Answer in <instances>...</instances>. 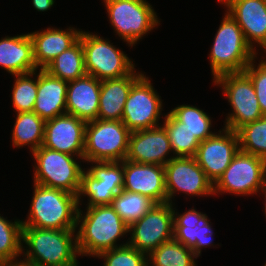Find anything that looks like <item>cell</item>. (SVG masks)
<instances>
[{
    "label": "cell",
    "mask_w": 266,
    "mask_h": 266,
    "mask_svg": "<svg viewBox=\"0 0 266 266\" xmlns=\"http://www.w3.org/2000/svg\"><path fill=\"white\" fill-rule=\"evenodd\" d=\"M86 210V211H85ZM78 208L77 248L79 255L96 257L113 248L125 246L128 242L117 244L128 236L129 226L121 219L111 205H98Z\"/></svg>",
    "instance_id": "6da1fadb"
},
{
    "label": "cell",
    "mask_w": 266,
    "mask_h": 266,
    "mask_svg": "<svg viewBox=\"0 0 266 266\" xmlns=\"http://www.w3.org/2000/svg\"><path fill=\"white\" fill-rule=\"evenodd\" d=\"M22 253L35 266H79L76 229L22 227Z\"/></svg>",
    "instance_id": "7a4b0ae2"
},
{
    "label": "cell",
    "mask_w": 266,
    "mask_h": 266,
    "mask_svg": "<svg viewBox=\"0 0 266 266\" xmlns=\"http://www.w3.org/2000/svg\"><path fill=\"white\" fill-rule=\"evenodd\" d=\"M33 196L23 227L76 229L78 197L75 194L33 183Z\"/></svg>",
    "instance_id": "3957f363"
},
{
    "label": "cell",
    "mask_w": 266,
    "mask_h": 266,
    "mask_svg": "<svg viewBox=\"0 0 266 266\" xmlns=\"http://www.w3.org/2000/svg\"><path fill=\"white\" fill-rule=\"evenodd\" d=\"M257 55L246 42L238 23L226 11L208 57L213 80L222 74L243 72Z\"/></svg>",
    "instance_id": "277c9868"
},
{
    "label": "cell",
    "mask_w": 266,
    "mask_h": 266,
    "mask_svg": "<svg viewBox=\"0 0 266 266\" xmlns=\"http://www.w3.org/2000/svg\"><path fill=\"white\" fill-rule=\"evenodd\" d=\"M32 155L36 163L33 169L34 183L78 196L81 175L85 169L81 165V162L84 163L83 157L72 156L44 146H40Z\"/></svg>",
    "instance_id": "5b68a950"
},
{
    "label": "cell",
    "mask_w": 266,
    "mask_h": 266,
    "mask_svg": "<svg viewBox=\"0 0 266 266\" xmlns=\"http://www.w3.org/2000/svg\"><path fill=\"white\" fill-rule=\"evenodd\" d=\"M109 23L115 34L134 47L149 34L160 20L147 0H103Z\"/></svg>",
    "instance_id": "8992f818"
},
{
    "label": "cell",
    "mask_w": 266,
    "mask_h": 266,
    "mask_svg": "<svg viewBox=\"0 0 266 266\" xmlns=\"http://www.w3.org/2000/svg\"><path fill=\"white\" fill-rule=\"evenodd\" d=\"M79 38L87 75L102 81L122 78L135 70L134 61L108 39L83 30Z\"/></svg>",
    "instance_id": "52a82bcc"
},
{
    "label": "cell",
    "mask_w": 266,
    "mask_h": 266,
    "mask_svg": "<svg viewBox=\"0 0 266 266\" xmlns=\"http://www.w3.org/2000/svg\"><path fill=\"white\" fill-rule=\"evenodd\" d=\"M131 131L122 121L92 120L85 127L83 161L120 162L126 159Z\"/></svg>",
    "instance_id": "ba28073f"
},
{
    "label": "cell",
    "mask_w": 266,
    "mask_h": 266,
    "mask_svg": "<svg viewBox=\"0 0 266 266\" xmlns=\"http://www.w3.org/2000/svg\"><path fill=\"white\" fill-rule=\"evenodd\" d=\"M212 81L223 90L232 108V113L226 116L224 128L236 132L240 127L264 116L253 83L244 71L222 74Z\"/></svg>",
    "instance_id": "9c48e42d"
},
{
    "label": "cell",
    "mask_w": 266,
    "mask_h": 266,
    "mask_svg": "<svg viewBox=\"0 0 266 266\" xmlns=\"http://www.w3.org/2000/svg\"><path fill=\"white\" fill-rule=\"evenodd\" d=\"M266 177V160L239 150L214 184V195H256Z\"/></svg>",
    "instance_id": "30bf717a"
},
{
    "label": "cell",
    "mask_w": 266,
    "mask_h": 266,
    "mask_svg": "<svg viewBox=\"0 0 266 266\" xmlns=\"http://www.w3.org/2000/svg\"><path fill=\"white\" fill-rule=\"evenodd\" d=\"M156 91L145 74L132 85L121 119L131 132L161 125L160 117H164L163 100Z\"/></svg>",
    "instance_id": "8fae6325"
},
{
    "label": "cell",
    "mask_w": 266,
    "mask_h": 266,
    "mask_svg": "<svg viewBox=\"0 0 266 266\" xmlns=\"http://www.w3.org/2000/svg\"><path fill=\"white\" fill-rule=\"evenodd\" d=\"M173 205L160 203L149 210L140 220L129 226L128 245L147 256L162 243L173 238Z\"/></svg>",
    "instance_id": "7c38bea8"
},
{
    "label": "cell",
    "mask_w": 266,
    "mask_h": 266,
    "mask_svg": "<svg viewBox=\"0 0 266 266\" xmlns=\"http://www.w3.org/2000/svg\"><path fill=\"white\" fill-rule=\"evenodd\" d=\"M164 168L168 203L175 204L172 200L178 192L193 197L214 196V185L195 157H174Z\"/></svg>",
    "instance_id": "4fadbf2b"
},
{
    "label": "cell",
    "mask_w": 266,
    "mask_h": 266,
    "mask_svg": "<svg viewBox=\"0 0 266 266\" xmlns=\"http://www.w3.org/2000/svg\"><path fill=\"white\" fill-rule=\"evenodd\" d=\"M239 150L237 133L223 128L202 141L194 157L214 185Z\"/></svg>",
    "instance_id": "5bb4252c"
},
{
    "label": "cell",
    "mask_w": 266,
    "mask_h": 266,
    "mask_svg": "<svg viewBox=\"0 0 266 266\" xmlns=\"http://www.w3.org/2000/svg\"><path fill=\"white\" fill-rule=\"evenodd\" d=\"M86 124V121L68 113L45 121L42 146L83 157Z\"/></svg>",
    "instance_id": "9a60e30c"
},
{
    "label": "cell",
    "mask_w": 266,
    "mask_h": 266,
    "mask_svg": "<svg viewBox=\"0 0 266 266\" xmlns=\"http://www.w3.org/2000/svg\"><path fill=\"white\" fill-rule=\"evenodd\" d=\"M242 29L246 42L266 53V0H218ZM257 43V46H255ZM254 44V45H253Z\"/></svg>",
    "instance_id": "2e32d148"
},
{
    "label": "cell",
    "mask_w": 266,
    "mask_h": 266,
    "mask_svg": "<svg viewBox=\"0 0 266 266\" xmlns=\"http://www.w3.org/2000/svg\"><path fill=\"white\" fill-rule=\"evenodd\" d=\"M171 153L173 154V151L167 132L160 125L150 129L131 132L126 160L134 163L165 166L175 157ZM170 154L171 156H168Z\"/></svg>",
    "instance_id": "e0dca14e"
},
{
    "label": "cell",
    "mask_w": 266,
    "mask_h": 266,
    "mask_svg": "<svg viewBox=\"0 0 266 266\" xmlns=\"http://www.w3.org/2000/svg\"><path fill=\"white\" fill-rule=\"evenodd\" d=\"M123 170L124 190L147 196L157 204L167 202L164 166L134 163L125 159Z\"/></svg>",
    "instance_id": "ac0fdd59"
},
{
    "label": "cell",
    "mask_w": 266,
    "mask_h": 266,
    "mask_svg": "<svg viewBox=\"0 0 266 266\" xmlns=\"http://www.w3.org/2000/svg\"><path fill=\"white\" fill-rule=\"evenodd\" d=\"M81 31L73 27L64 30L48 27L40 32H30L37 70L45 69L55 57L70 48L79 39Z\"/></svg>",
    "instance_id": "d6986e66"
},
{
    "label": "cell",
    "mask_w": 266,
    "mask_h": 266,
    "mask_svg": "<svg viewBox=\"0 0 266 266\" xmlns=\"http://www.w3.org/2000/svg\"><path fill=\"white\" fill-rule=\"evenodd\" d=\"M68 82L51 75L45 69L37 70V97L33 112L44 121L66 112Z\"/></svg>",
    "instance_id": "ffe728a7"
},
{
    "label": "cell",
    "mask_w": 266,
    "mask_h": 266,
    "mask_svg": "<svg viewBox=\"0 0 266 266\" xmlns=\"http://www.w3.org/2000/svg\"><path fill=\"white\" fill-rule=\"evenodd\" d=\"M101 81L85 75L68 82L66 112L86 122L96 120L99 110Z\"/></svg>",
    "instance_id": "44dd1931"
},
{
    "label": "cell",
    "mask_w": 266,
    "mask_h": 266,
    "mask_svg": "<svg viewBox=\"0 0 266 266\" xmlns=\"http://www.w3.org/2000/svg\"><path fill=\"white\" fill-rule=\"evenodd\" d=\"M143 74L134 70L122 78L102 80L97 119L121 121L129 91Z\"/></svg>",
    "instance_id": "7402d4cb"
},
{
    "label": "cell",
    "mask_w": 266,
    "mask_h": 266,
    "mask_svg": "<svg viewBox=\"0 0 266 266\" xmlns=\"http://www.w3.org/2000/svg\"><path fill=\"white\" fill-rule=\"evenodd\" d=\"M0 67L11 75L37 70L33 42L28 33L0 39Z\"/></svg>",
    "instance_id": "603a6c76"
},
{
    "label": "cell",
    "mask_w": 266,
    "mask_h": 266,
    "mask_svg": "<svg viewBox=\"0 0 266 266\" xmlns=\"http://www.w3.org/2000/svg\"><path fill=\"white\" fill-rule=\"evenodd\" d=\"M11 142L14 148L30 147L33 153L43 144L45 121L35 112L16 113Z\"/></svg>",
    "instance_id": "cb8c5ba5"
},
{
    "label": "cell",
    "mask_w": 266,
    "mask_h": 266,
    "mask_svg": "<svg viewBox=\"0 0 266 266\" xmlns=\"http://www.w3.org/2000/svg\"><path fill=\"white\" fill-rule=\"evenodd\" d=\"M51 75L73 81L86 75L84 52L80 38L45 68Z\"/></svg>",
    "instance_id": "d4e9b609"
},
{
    "label": "cell",
    "mask_w": 266,
    "mask_h": 266,
    "mask_svg": "<svg viewBox=\"0 0 266 266\" xmlns=\"http://www.w3.org/2000/svg\"><path fill=\"white\" fill-rule=\"evenodd\" d=\"M197 258L192 249L172 238L148 255V266H197Z\"/></svg>",
    "instance_id": "484cf974"
},
{
    "label": "cell",
    "mask_w": 266,
    "mask_h": 266,
    "mask_svg": "<svg viewBox=\"0 0 266 266\" xmlns=\"http://www.w3.org/2000/svg\"><path fill=\"white\" fill-rule=\"evenodd\" d=\"M165 118V120H164ZM165 128L175 157H194L201 143L191 131L170 112L165 114Z\"/></svg>",
    "instance_id": "4316f807"
},
{
    "label": "cell",
    "mask_w": 266,
    "mask_h": 266,
    "mask_svg": "<svg viewBox=\"0 0 266 266\" xmlns=\"http://www.w3.org/2000/svg\"><path fill=\"white\" fill-rule=\"evenodd\" d=\"M157 203L139 193H133L122 189L113 198L111 206L121 219L130 226L140 220Z\"/></svg>",
    "instance_id": "83f0119b"
},
{
    "label": "cell",
    "mask_w": 266,
    "mask_h": 266,
    "mask_svg": "<svg viewBox=\"0 0 266 266\" xmlns=\"http://www.w3.org/2000/svg\"><path fill=\"white\" fill-rule=\"evenodd\" d=\"M122 189L117 184L102 183L97 180L86 169L81 175V186L78 193V205L81 207L83 196H87V207L98 205H111L113 198ZM82 198V199H81Z\"/></svg>",
    "instance_id": "f1b7e54d"
},
{
    "label": "cell",
    "mask_w": 266,
    "mask_h": 266,
    "mask_svg": "<svg viewBox=\"0 0 266 266\" xmlns=\"http://www.w3.org/2000/svg\"><path fill=\"white\" fill-rule=\"evenodd\" d=\"M170 113L184 126L188 128L197 139L202 142L213 136L216 132L211 131L212 119L204 110L193 105H178L170 110Z\"/></svg>",
    "instance_id": "f546056e"
},
{
    "label": "cell",
    "mask_w": 266,
    "mask_h": 266,
    "mask_svg": "<svg viewBox=\"0 0 266 266\" xmlns=\"http://www.w3.org/2000/svg\"><path fill=\"white\" fill-rule=\"evenodd\" d=\"M208 217L201 223L191 226H174L173 238L185 245L200 257L202 249L214 246L213 230Z\"/></svg>",
    "instance_id": "4dcf8cb0"
},
{
    "label": "cell",
    "mask_w": 266,
    "mask_h": 266,
    "mask_svg": "<svg viewBox=\"0 0 266 266\" xmlns=\"http://www.w3.org/2000/svg\"><path fill=\"white\" fill-rule=\"evenodd\" d=\"M22 220H7L0 214V263L20 259L22 255Z\"/></svg>",
    "instance_id": "1f68e13d"
},
{
    "label": "cell",
    "mask_w": 266,
    "mask_h": 266,
    "mask_svg": "<svg viewBox=\"0 0 266 266\" xmlns=\"http://www.w3.org/2000/svg\"><path fill=\"white\" fill-rule=\"evenodd\" d=\"M236 133L240 151L266 160V116L240 127Z\"/></svg>",
    "instance_id": "d6a6232c"
},
{
    "label": "cell",
    "mask_w": 266,
    "mask_h": 266,
    "mask_svg": "<svg viewBox=\"0 0 266 266\" xmlns=\"http://www.w3.org/2000/svg\"><path fill=\"white\" fill-rule=\"evenodd\" d=\"M14 77L11 96L14 112H33L37 97V70Z\"/></svg>",
    "instance_id": "836d02e7"
},
{
    "label": "cell",
    "mask_w": 266,
    "mask_h": 266,
    "mask_svg": "<svg viewBox=\"0 0 266 266\" xmlns=\"http://www.w3.org/2000/svg\"><path fill=\"white\" fill-rule=\"evenodd\" d=\"M97 257L103 259V266H148V256L128 244L104 251Z\"/></svg>",
    "instance_id": "e575fe53"
},
{
    "label": "cell",
    "mask_w": 266,
    "mask_h": 266,
    "mask_svg": "<svg viewBox=\"0 0 266 266\" xmlns=\"http://www.w3.org/2000/svg\"><path fill=\"white\" fill-rule=\"evenodd\" d=\"M91 167L85 168L97 180L102 183L117 184L121 189L124 187V170L123 161L120 162H104L91 161Z\"/></svg>",
    "instance_id": "d590c367"
},
{
    "label": "cell",
    "mask_w": 266,
    "mask_h": 266,
    "mask_svg": "<svg viewBox=\"0 0 266 266\" xmlns=\"http://www.w3.org/2000/svg\"><path fill=\"white\" fill-rule=\"evenodd\" d=\"M258 55L249 63L244 69V72L250 77L256 97L260 105V109L264 116H266V58L260 59L259 63L255 59L259 60ZM258 65H256V64Z\"/></svg>",
    "instance_id": "8d00e7d4"
},
{
    "label": "cell",
    "mask_w": 266,
    "mask_h": 266,
    "mask_svg": "<svg viewBox=\"0 0 266 266\" xmlns=\"http://www.w3.org/2000/svg\"><path fill=\"white\" fill-rule=\"evenodd\" d=\"M207 214L198 212L195 208H189L184 213L179 214L177 209L173 206V223L174 226H191L201 224L206 218Z\"/></svg>",
    "instance_id": "74e56055"
},
{
    "label": "cell",
    "mask_w": 266,
    "mask_h": 266,
    "mask_svg": "<svg viewBox=\"0 0 266 266\" xmlns=\"http://www.w3.org/2000/svg\"><path fill=\"white\" fill-rule=\"evenodd\" d=\"M56 0H32L34 9L38 12H44L51 9Z\"/></svg>",
    "instance_id": "f35d334b"
},
{
    "label": "cell",
    "mask_w": 266,
    "mask_h": 266,
    "mask_svg": "<svg viewBox=\"0 0 266 266\" xmlns=\"http://www.w3.org/2000/svg\"><path fill=\"white\" fill-rule=\"evenodd\" d=\"M0 266H35L33 263L20 258L0 263Z\"/></svg>",
    "instance_id": "ab89813d"
},
{
    "label": "cell",
    "mask_w": 266,
    "mask_h": 266,
    "mask_svg": "<svg viewBox=\"0 0 266 266\" xmlns=\"http://www.w3.org/2000/svg\"><path fill=\"white\" fill-rule=\"evenodd\" d=\"M259 194H262V195H264V214H265V217H266V177L264 178V181H263V183H262V185H261V188L259 189V192H258ZM264 193V194H263Z\"/></svg>",
    "instance_id": "60d3db41"
}]
</instances>
